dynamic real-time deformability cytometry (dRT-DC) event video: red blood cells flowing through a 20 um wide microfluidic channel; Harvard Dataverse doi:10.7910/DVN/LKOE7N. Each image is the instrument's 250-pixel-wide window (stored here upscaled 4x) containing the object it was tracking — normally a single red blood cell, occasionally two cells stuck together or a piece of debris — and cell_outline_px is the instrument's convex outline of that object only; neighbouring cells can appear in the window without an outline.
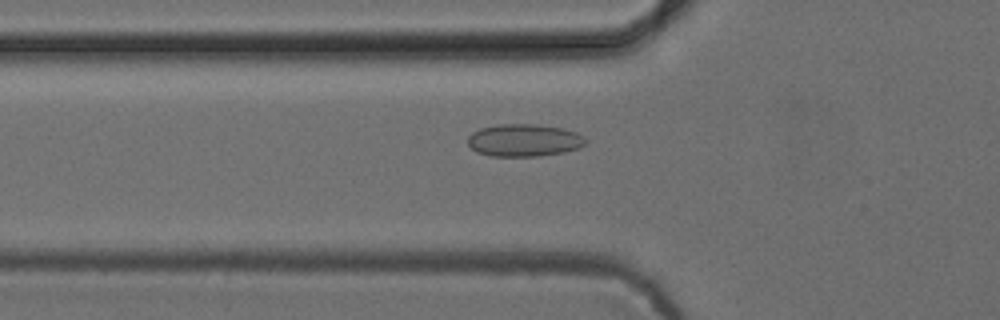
{"species": "common noctule bat (a hibernating species)", "species_latin": "Nyctalus noctula", "temperature_condition": "cold", "stored_images_in_passage": 47, "camera_frame_rate_fps": 3000, "um_per_image_px": 0.085, "animal": {"sex": "female", "body_mass_g": 24.6, "forearm_length_mm": 56.2}, "frame": {"image": 1, "passage_image": 13, "time_ms": 4.0, "image_size_px": [1000, 320], "cell_outline_px": [[584, 144], [580, 148], [564, 152], [540, 156], [492, 156], [476, 152], [468, 144], [468, 136], [472, 132], [480, 128], [500, 124], [536, 124], [564, 128], [576, 132], [584, 136]], "centroid_in_image_um": [44.54, 11.92], "position_along_channel_um": 81.3, "area_um2": 22.37}}
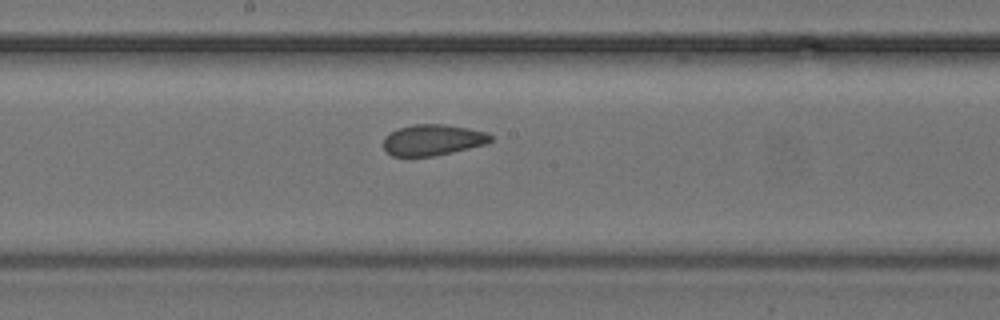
{"frame": {"image": 2, "passage_image": 23, "time_ms": 7.333, "image_size_px": [1000, 320], "cell_outline_px": [[492, 140], [484, 144], [452, 152], [432, 156], [392, 156], [384, 148], [384, 136], [400, 128], [416, 124], [444, 124], [468, 128], [488, 132], [492, 136]], "centroid_in_image_um": [36.79, 11.89], "position_along_channel_um": 211.4, "area_um2": 19.13}}
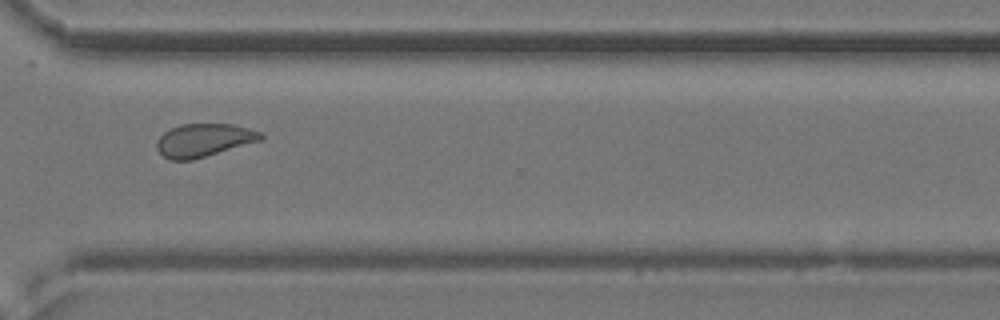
{"frame": {"image": 3, "passage_image": 34, "time_ms": 11.0, "image_size_px": [1000, 320], "cell_outline_px": [[264, 136], [260, 140], [192, 160], [168, 160], [156, 148], [156, 140], [164, 132], [180, 124], [232, 124], [248, 128], [260, 132]], "centroid_in_image_um": [17.28, 11.91], "position_along_channel_um": 353.3, "area_um2": 19.83}, "authors_computed_cell_mechanics": {"area_um2": 20.808, "velocity_mm_per_s": 3.8751, "shape_relaxation_time_tau1_ms": null, "shape_relaxation_time_tau2_ms": 1.8948, "deformation_change_tau1": null, "deformation_change_tau2": 0.0685}}